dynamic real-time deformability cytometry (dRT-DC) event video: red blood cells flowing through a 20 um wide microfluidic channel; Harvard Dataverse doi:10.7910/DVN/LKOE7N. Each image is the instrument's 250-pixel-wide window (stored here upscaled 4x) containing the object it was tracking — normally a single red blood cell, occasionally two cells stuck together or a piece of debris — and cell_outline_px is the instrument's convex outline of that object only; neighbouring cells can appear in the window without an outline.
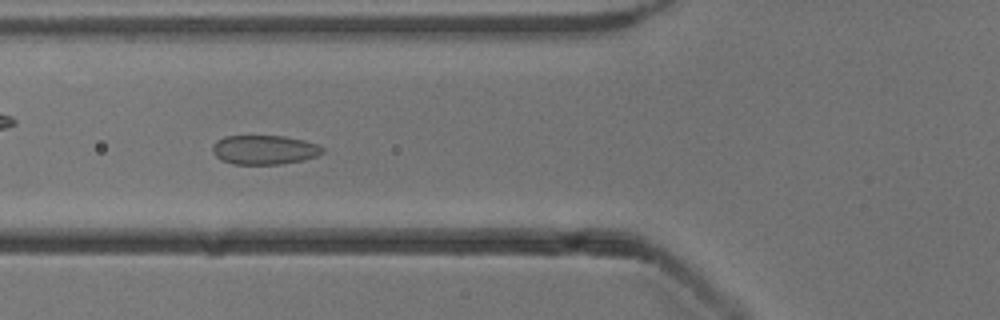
{"species": "common noctule bat (a hibernating species)", "species_latin": "Nyctalus noctula", "temperature_condition": "cold", "stored_images_in_passage": 41, "camera_frame_rate_fps": 3000, "um_per_image_px": 0.085, "animal": {"sex": "male", "body_mass_g": 13.3}, "frame": {"image": 1, "passage_image": 8, "time_ms": 2.333, "image_size_px": [1000, 320], "cell_outline_px": [[324, 152], [316, 156], [304, 160], [280, 164], [232, 164], [220, 160], [212, 152], [212, 144], [216, 140], [224, 136], [284, 136], [304, 140], [316, 144], [324, 148]], "centroid_in_image_um": [22.44, 12.73], "position_along_channel_um": 103.4, "area_um2": 18.9}}
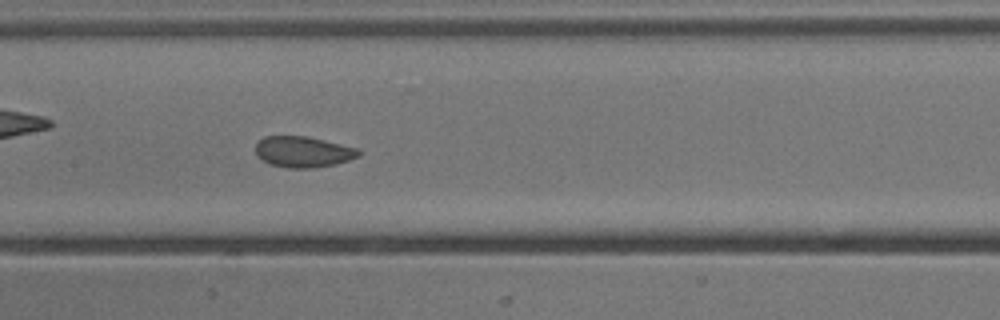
{"frame": {"image": 2, "passage_image": 14, "time_ms": 4.333, "image_size_px": [1000, 320], "cell_outline_px": [[360, 156], [336, 164], [312, 168], [288, 168], [272, 164], [256, 156], [256, 144], [264, 136], [308, 136], [360, 148]], "centroid_in_image_um": [25.8, 12.9], "position_along_channel_um": 181.6, "area_um2": 18.67}}
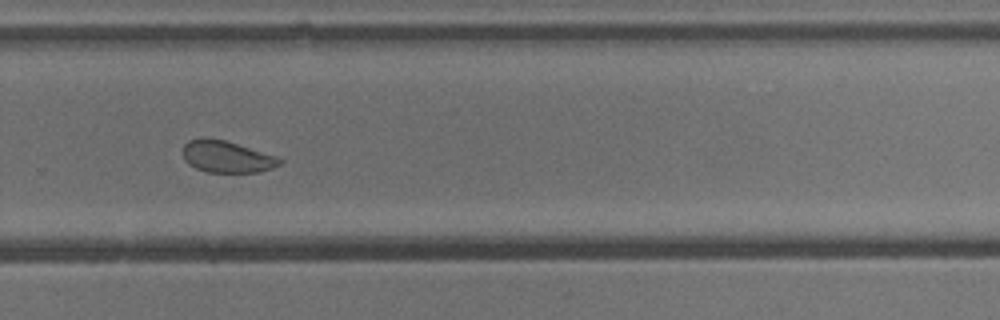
{"frame": {"image": 3, "passage_image": 24, "time_ms": 7.667, "image_size_px": [1000, 320], "cell_outline_px": [[284, 160], [280, 164], [272, 168], [260, 172], [208, 172], [196, 168], [188, 164], [184, 160], [184, 144], [188, 140], [200, 136], [224, 140], [280, 156]], "centroid_in_image_um": [19.3, 13.3], "position_along_channel_um": 310.5, "area_um2": 18.21}, "authors_computed_cell_mechanics": {"area_um2": 19.0162, "velocity_mm_per_s": 3.8877, "shape_relaxation_time_tau1_ms": 3.6264, "shape_relaxation_time_tau2_ms": 2.0186, "deformation_change_tau1": 0.0733, "deformation_change_tau2": 0.0549}}